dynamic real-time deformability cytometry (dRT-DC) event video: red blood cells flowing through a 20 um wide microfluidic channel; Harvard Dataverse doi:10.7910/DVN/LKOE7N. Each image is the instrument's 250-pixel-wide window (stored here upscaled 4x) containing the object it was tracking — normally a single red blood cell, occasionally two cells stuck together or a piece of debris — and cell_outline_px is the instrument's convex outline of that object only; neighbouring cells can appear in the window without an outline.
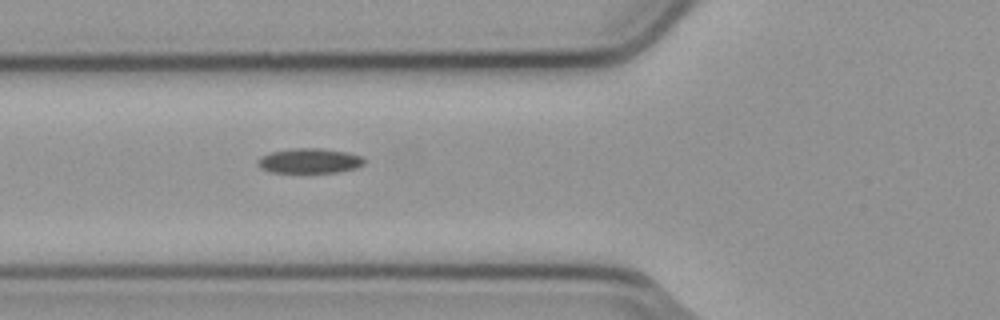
{"species": "common noctule bat (a hibernating species)", "species_latin": "Nyctalus noctula", "temperature_condition": "cold", "stored_images_in_passage": 3, "camera_frame_rate_fps": 3000, "um_per_image_px": 0.085, "animal": {"sex": "male", "body_mass_g": 23.1, "forearm_length_mm": 52.7}, "frame": {"image": 1, "passage_image": 3, "time_ms": 0.667, "image_size_px": [1000, 320], "cell_outline_px": [[364, 164], [356, 168], [336, 172], [272, 172], [260, 168], [256, 160], [260, 156], [272, 152], [292, 148], [324, 148], [348, 152], [360, 156], [364, 160]], "centroid_in_image_um": [26.29, 13.66], "position_along_channel_um": 99.5, "area_um2": 15.43}}